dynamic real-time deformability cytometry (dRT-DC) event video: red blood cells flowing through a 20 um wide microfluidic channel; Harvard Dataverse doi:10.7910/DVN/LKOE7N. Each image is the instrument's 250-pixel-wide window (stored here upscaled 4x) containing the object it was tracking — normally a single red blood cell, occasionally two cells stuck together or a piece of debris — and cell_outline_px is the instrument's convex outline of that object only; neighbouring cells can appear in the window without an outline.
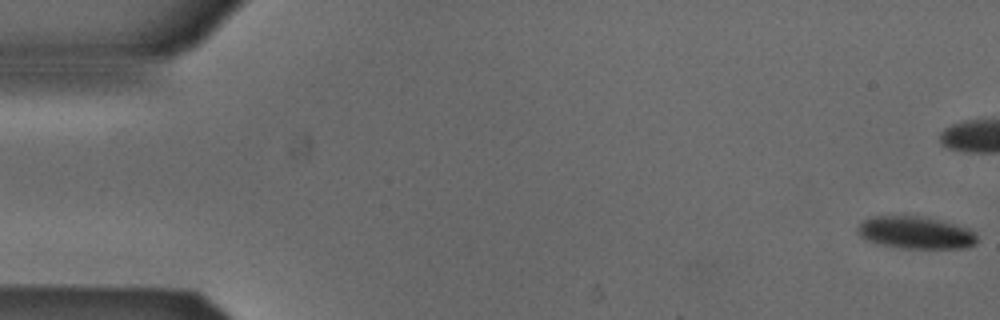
{"species": "Egyptian fruit bat (a non-hibernating species)", "species_latin": "Rousettus aegyptiacus", "temperature_condition": "cold", "stored_images_in_passage": 6, "camera_frame_rate_fps": 3000, "um_per_image_px": 0.085, "animal": {"sex": "male"}, "frame": {"image": 1, "passage_image": 1, "time_ms": 0.0, "image_size_px": [1000, 320], "cell_outline_px": [[976, 244], [968, 248], [904, 248], [876, 244], [860, 236], [856, 232], [856, 228], [864, 220], [872, 216], [916, 216], [940, 220], [968, 228], [976, 232]], "centroid_in_image_um": [77.82, 19.78], "position_along_channel_um": 7.2, "area_um2": 22.54}}
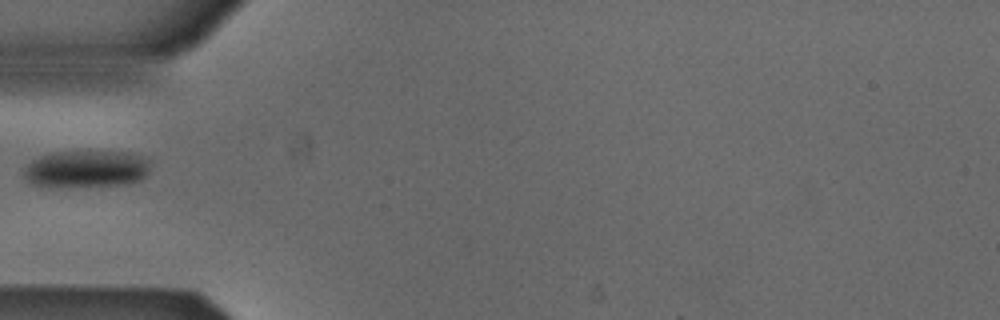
{"frame": {"image": 2, "passage_image": 6, "time_ms": 1.667, "image_size_px": [1000, 320], "cell_outline_px": [[152, 164], [148, 172], [140, 180], [124, 184], [52, 188], [48, 188], [32, 184], [24, 176], [24, 168], [32, 160], [40, 156], [52, 152], [132, 152], [144, 156]], "centroid_in_image_um": [7.33, 14.37], "position_along_channel_um": 77.7, "area_um2": 27.74}}